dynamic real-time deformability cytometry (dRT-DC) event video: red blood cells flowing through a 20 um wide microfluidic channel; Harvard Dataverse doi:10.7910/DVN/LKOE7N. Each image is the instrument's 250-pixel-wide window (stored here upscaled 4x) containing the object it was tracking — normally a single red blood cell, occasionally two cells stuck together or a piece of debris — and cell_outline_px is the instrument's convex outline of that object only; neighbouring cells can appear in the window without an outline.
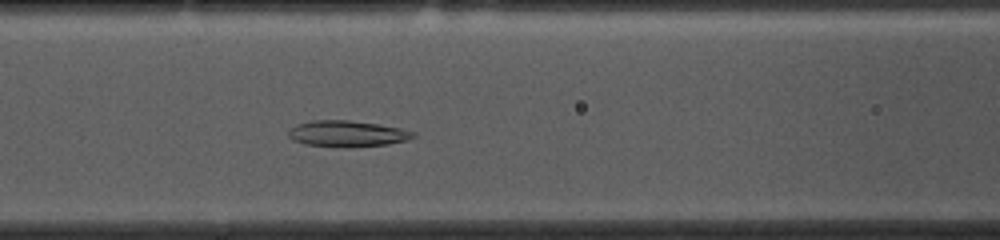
{"species": "common noctule bat (a hibernating species)", "species_latin": "Nyctalus noctula", "temperature_condition": "cold", "stored_images_in_passage": 52, "camera_frame_rate_fps": 3000, "um_per_image_px": 0.085, "animal": {"sex": "female", "body_mass_g": 10.0, "forearm_length_mm": 53.1}, "frame": {"image": 1, "passage_image": 20, "time_ms": 6.333, "image_size_px": [1000, 240], "cell_outline_px": [[416, 136], [408, 140], [388, 144], [348, 148], [304, 144], [292, 140], [288, 136], [288, 132], [296, 124], [312, 120], [348, 120], [376, 124], [400, 128], [416, 132]], "centroid_in_image_um": [29.51, 11.37], "position_along_channel_um": 137.1, "area_um2": 19.13}}
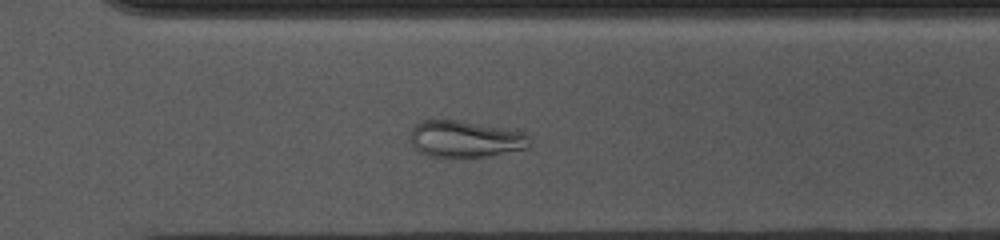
{"frame": {"image": 2, "passage_image": 36, "time_ms": 11.667, "image_size_px": [1000, 240], "cell_outline_px": [[532, 144], [528, 148], [488, 156], [428, 156], [420, 152], [412, 144], [412, 128], [416, 124], [424, 120], [456, 120], [508, 128], [524, 132], [528, 136]], "centroid_in_image_um": [39.61, 11.8], "position_along_channel_um": 331.0, "area_um2": 25.26}}
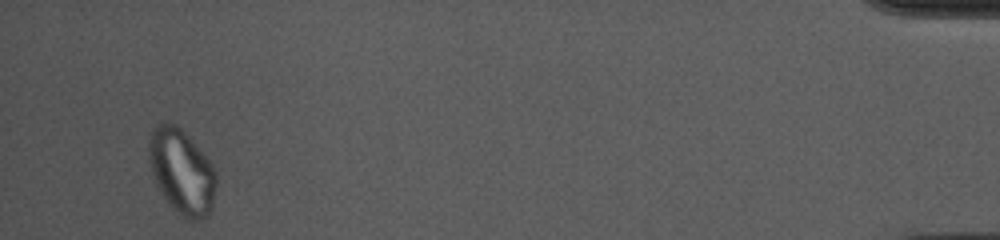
{"frame": {"image": 3, "passage_image": 50, "time_ms": 16.333, "image_size_px": [1000, 240], "cell_outline_px": [[216, 184], [212, 208], [208, 216], [200, 220], [188, 220], [180, 216], [164, 196], [156, 184], [152, 172], [148, 152], [148, 140], [156, 124], [168, 120], [176, 124], [188, 136], [212, 164], [216, 172]], "centroid_in_image_um": [15.45, 14.58], "position_along_channel_um": 419.8, "area_um2": 33.29}, "authors_computed_cell_mechanics": {"area_um2": 24.2471, "velocity_mm_per_s": 3.656, "shape_relaxation_time_tau1_ms": null, "shape_relaxation_time_tau2_ms": 3.4586, "deformation_change_tau1": null, "deformation_change_tau2": 0.0874}}